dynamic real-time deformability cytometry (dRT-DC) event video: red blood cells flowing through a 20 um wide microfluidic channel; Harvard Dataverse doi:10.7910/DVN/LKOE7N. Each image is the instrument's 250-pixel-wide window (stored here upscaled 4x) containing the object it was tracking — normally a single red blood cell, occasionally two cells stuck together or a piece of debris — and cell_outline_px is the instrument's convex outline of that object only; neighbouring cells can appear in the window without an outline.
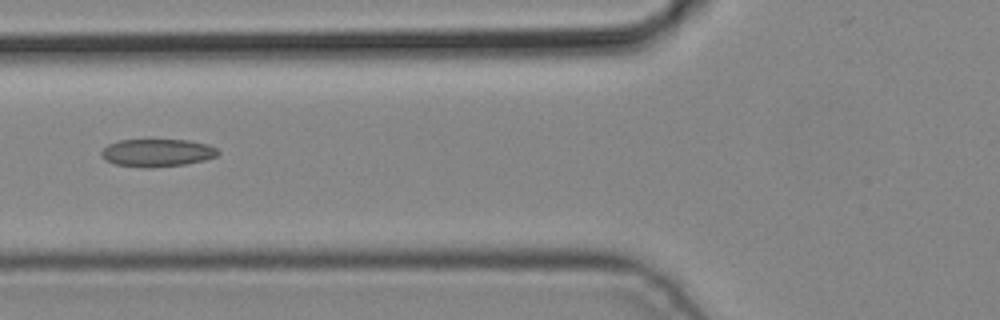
{"species": "common noctule bat (a hibernating species)", "species_latin": "Nyctalus noctula", "temperature_condition": "cold", "stored_images_in_passage": 4, "camera_frame_rate_fps": 3000, "um_per_image_px": 0.085, "animal": {"sex": "male", "body_mass_g": 19.2, "forearm_length_mm": 51.8}, "frame": {"image": 1, "passage_image": 4, "time_ms": 1.0, "image_size_px": [1000, 320], "cell_outline_px": [[220, 152], [216, 156], [204, 160], [184, 164], [152, 168], [144, 168], [116, 164], [104, 160], [100, 152], [108, 144], [120, 140], [188, 140], [208, 144], [216, 148]], "centroid_in_image_um": [13.35, 12.99], "position_along_channel_um": 112.5, "area_um2": 18.84}}